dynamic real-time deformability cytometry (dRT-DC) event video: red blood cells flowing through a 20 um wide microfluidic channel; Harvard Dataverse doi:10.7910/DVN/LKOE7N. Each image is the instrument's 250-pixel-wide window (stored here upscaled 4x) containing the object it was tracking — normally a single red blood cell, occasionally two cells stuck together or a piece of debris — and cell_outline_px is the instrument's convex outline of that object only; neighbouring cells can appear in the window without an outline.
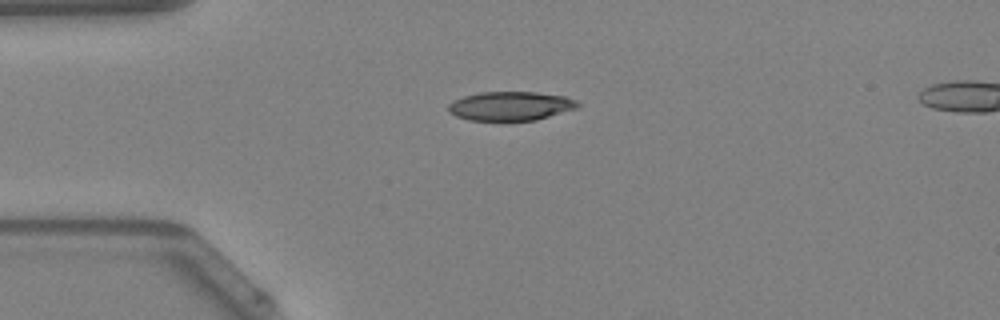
{"species": "Egyptian fruit bat (a non-hibernating species)", "species_latin": "Rousettus aegyptiacus", "temperature_condition": "warm", "stored_images_in_passage": 37, "camera_frame_rate_fps": 3000, "um_per_image_px": 0.085, "animal": {"sex": "female"}, "frame": {"image": 1, "passage_image": 1, "time_ms": 0.0, "image_size_px": [1000, 320], "cell_outline_px": [[580, 108], [536, 120], [468, 120], [456, 116], [448, 112], [448, 104], [452, 100], [464, 96], [480, 92], [536, 92], [564, 96], [576, 100], [580, 104]], "centroid_in_image_um": [43.41, 9.01], "position_along_channel_um": 41.6, "area_um2": 22.02}}
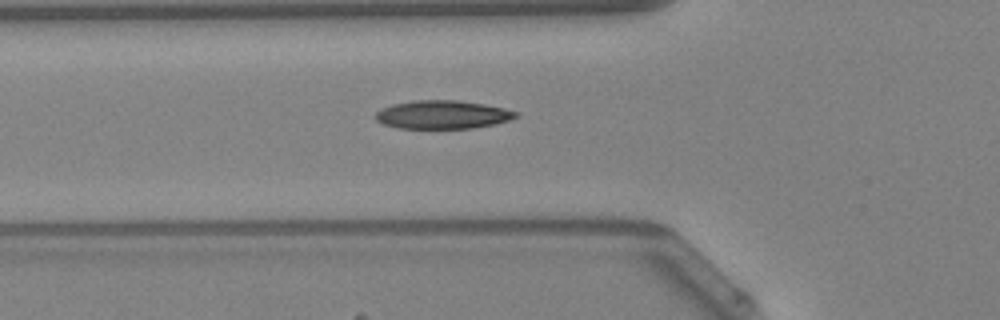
{"frame": {"image": 2, "passage_image": 6, "time_ms": 1.667, "image_size_px": [1000, 320], "cell_outline_px": [[520, 116], [496, 124], [472, 128], [396, 128], [384, 124], [376, 120], [372, 116], [380, 108], [392, 104], [412, 100], [456, 100], [484, 104], [504, 108], [520, 112]], "centroid_in_image_um": [37.6, 9.74], "position_along_channel_um": 88.2, "area_um2": 23.47}, "authors_computed_cell_mechanics": {"area_um2": 22.7732, "velocity_mm_per_s": 4.2801, "shape_relaxation_time_tau1_ms": 6.0562, "shape_relaxation_time_tau2_ms": 2.6696, "deformation_change_tau1": 0.2022, "deformation_change_tau2": 0.1012}}